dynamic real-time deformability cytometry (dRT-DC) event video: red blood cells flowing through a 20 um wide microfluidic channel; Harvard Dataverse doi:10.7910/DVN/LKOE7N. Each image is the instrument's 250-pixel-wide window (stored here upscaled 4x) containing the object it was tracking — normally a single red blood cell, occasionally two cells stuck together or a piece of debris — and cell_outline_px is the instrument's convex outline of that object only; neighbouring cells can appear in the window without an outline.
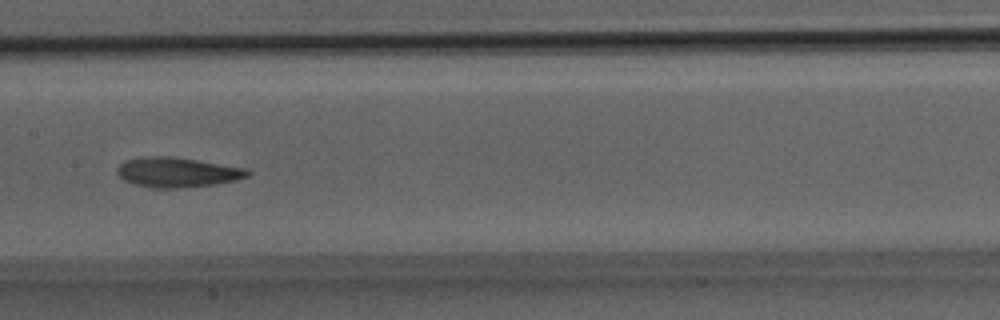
{"species": "Egyptian fruit bat (a non-hibernating species)", "species_latin": "Rousettus aegyptiacus", "temperature_condition": "room temperature", "stored_images_in_passage": 18, "camera_frame_rate_fps": 3000, "um_per_image_px": 0.085, "animal": {"sex": "male"}, "frame": {"image": 1, "passage_image": 13, "time_ms": 4.0, "image_size_px": [1000, 320], "cell_outline_px": [[252, 172], [248, 176], [236, 180], [216, 184], [176, 188], [152, 188], [136, 184], [124, 180], [116, 172], [116, 168], [124, 160], [140, 156], [172, 156], [248, 168]], "centroid_in_image_um": [15.07, 14.63], "position_along_channel_um": 192.3, "area_um2": 22.89}}
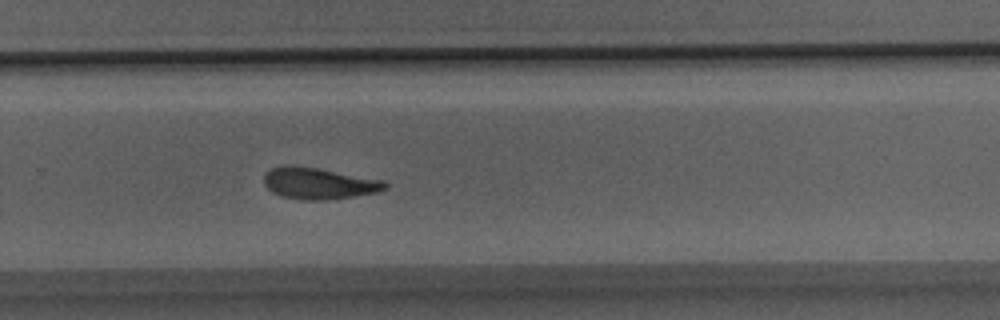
{"frame": {"image": 2, "passage_image": 18, "time_ms": 5.667, "image_size_px": [1000, 320], "cell_outline_px": [[388, 188], [376, 192], [328, 200], [304, 200], [280, 196], [272, 192], [264, 184], [264, 172], [272, 168], [284, 164], [288, 164], [316, 168], [384, 180], [388, 184]], "centroid_in_image_um": [27.06, 15.58], "position_along_channel_um": 302.7, "area_um2": 22.25}}